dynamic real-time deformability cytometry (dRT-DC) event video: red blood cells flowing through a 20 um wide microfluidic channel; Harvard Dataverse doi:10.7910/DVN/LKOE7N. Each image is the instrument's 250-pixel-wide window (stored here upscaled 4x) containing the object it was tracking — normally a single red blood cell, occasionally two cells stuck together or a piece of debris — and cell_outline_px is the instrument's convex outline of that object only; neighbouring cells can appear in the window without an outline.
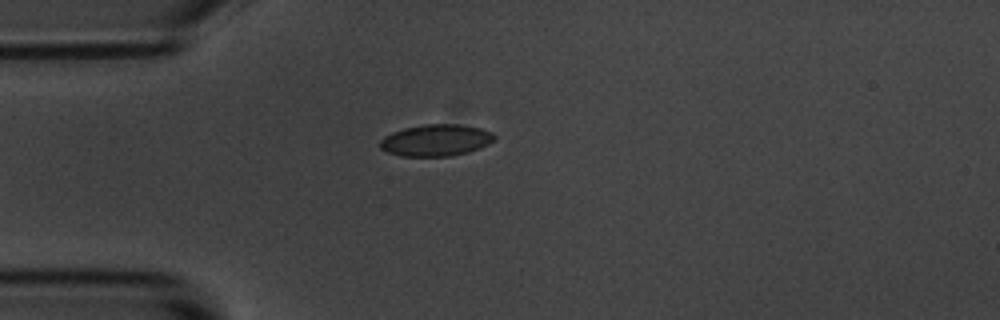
{"species": "common noctule bat (a hibernating species)", "species_latin": "Nyctalus noctula", "temperature_condition": "room temperature", "stored_images_in_passage": 1, "camera_frame_rate_fps": 3000, "um_per_image_px": 0.085, "animal": {"sex": "male", "body_mass_g": 20.1, "forearm_length_mm": 53.5}, "frame": {"image": 1, "passage_image": 1, "time_ms": 0.0, "image_size_px": [1000, 320], "cell_outline_px": [[496, 136], [488, 144], [468, 152], [452, 156], [400, 156], [388, 152], [380, 148], [380, 140], [384, 136], [392, 132], [404, 128], [424, 124], [460, 124], [480, 128], [492, 132]], "centroid_in_image_um": [37.04, 11.92], "position_along_channel_um": 48.0, "area_um2": 21.1}}